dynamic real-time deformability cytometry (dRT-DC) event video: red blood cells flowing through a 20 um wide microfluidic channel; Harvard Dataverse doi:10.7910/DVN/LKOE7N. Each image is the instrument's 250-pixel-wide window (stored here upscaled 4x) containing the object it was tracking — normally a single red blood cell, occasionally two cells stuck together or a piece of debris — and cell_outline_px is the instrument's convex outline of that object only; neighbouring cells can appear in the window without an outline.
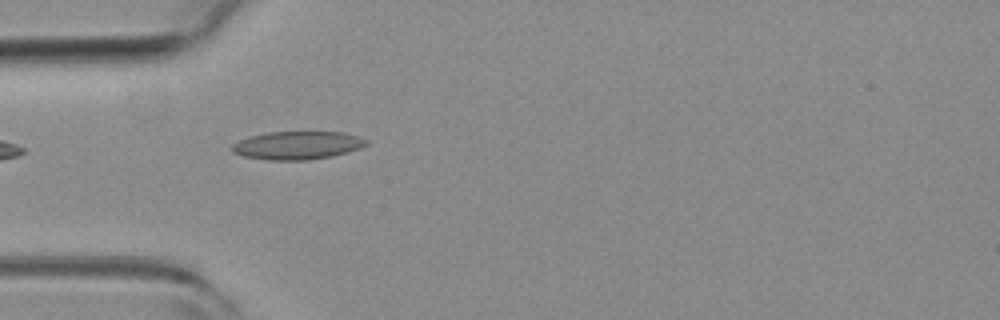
{"species": "common noctule bat (a hibernating species)", "species_latin": "Nyctalus noctula", "temperature_condition": "room temperature", "stored_images_in_passage": 5, "camera_frame_rate_fps": 3000, "um_per_image_px": 0.085, "animal": {"sex": "female", "body_mass_g": 19.3, "forearm_length_mm": 54.1}, "frame": {"image": 1, "passage_image": 4, "time_ms": 1.0, "image_size_px": [1000, 320], "cell_outline_px": [[368, 144], [360, 148], [348, 152], [332, 156], [308, 160], [268, 160], [244, 156], [232, 152], [232, 144], [240, 140], [252, 136], [268, 132], [344, 132], [360, 136], [368, 140]], "centroid_in_image_um": [25.32, 12.35], "position_along_channel_um": 59.7, "area_um2": 22.02}}
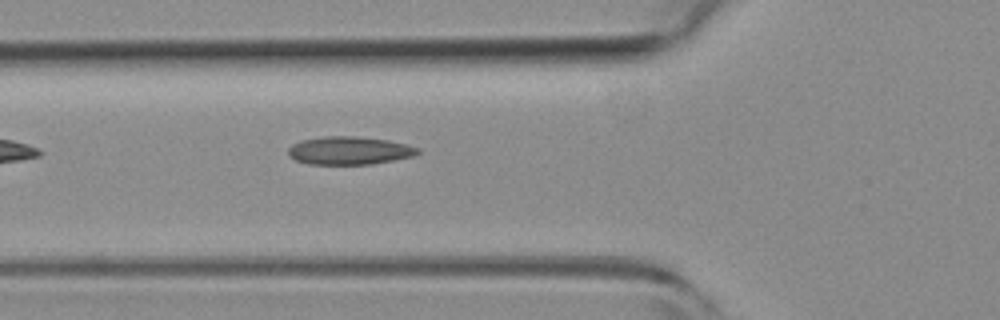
{"frame": {"image": 2, "passage_image": 5, "time_ms": 1.333, "image_size_px": [1000, 320], "cell_outline_px": [[420, 152], [412, 156], [372, 164], [308, 164], [296, 160], [288, 156], [288, 148], [292, 144], [300, 140], [324, 136], [356, 136], [388, 140], [408, 144], [420, 148]], "centroid_in_image_um": [29.67, 12.79], "position_along_channel_um": 96.1, "area_um2": 21.27}}